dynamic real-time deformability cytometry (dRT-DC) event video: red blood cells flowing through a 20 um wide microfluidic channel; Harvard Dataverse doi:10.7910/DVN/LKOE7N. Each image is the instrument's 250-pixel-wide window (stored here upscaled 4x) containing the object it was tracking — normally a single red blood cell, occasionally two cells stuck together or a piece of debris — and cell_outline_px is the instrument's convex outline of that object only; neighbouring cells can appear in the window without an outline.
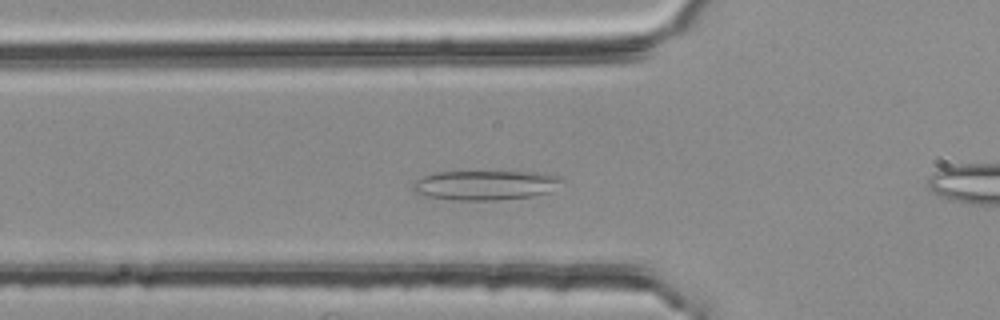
{"species": "common noctule bat (a hibernating species)", "species_latin": "Nyctalus noctula", "temperature_condition": "room temperature", "stored_images_in_passage": 40, "camera_frame_rate_fps": 3000, "um_per_image_px": 0.085, "animal": {"sex": "female", "body_mass_g": 25.1}, "frame": {"image": 1, "passage_image": 7, "time_ms": 2.0, "image_size_px": [1000, 320], "cell_outline_px": [[564, 180], [548, 192], [536, 196], [496, 200], [456, 200], [428, 196], [412, 192], [412, 184], [416, 180], [424, 176], [436, 172], [536, 172], [560, 176]], "centroid_in_image_um": [41.24, 15.74], "position_along_channel_um": 84.6, "area_um2": 25.61}}
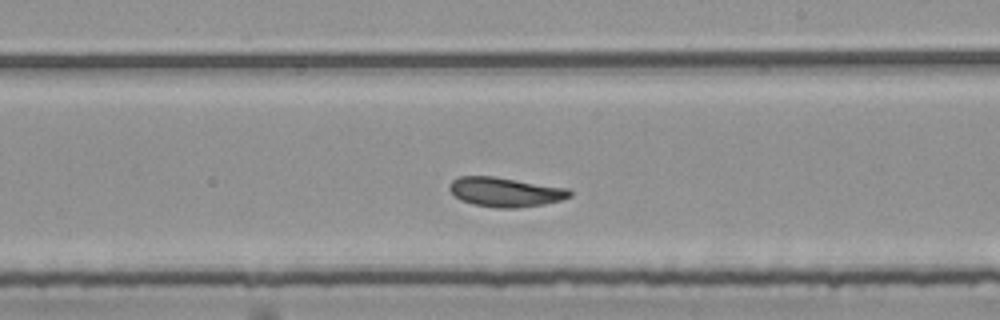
{"frame": {"image": 2, "passage_image": 20, "time_ms": 6.333, "image_size_px": [1000, 320], "cell_outline_px": [[572, 196], [560, 200], [544, 204], [516, 208], [496, 208], [472, 204], [460, 200], [448, 188], [452, 180], [460, 176], [496, 176], [568, 188], [572, 192]], "centroid_in_image_um": [42.96, 16.32], "position_along_channel_um": 246.0, "area_um2": 20.75}}
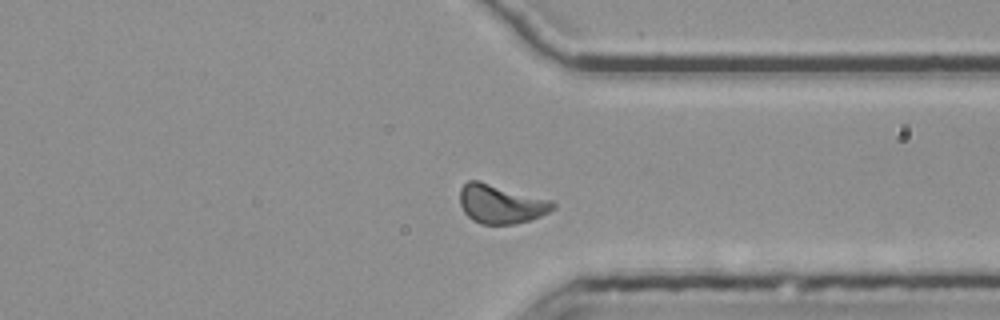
{"frame": {"image": 3, "passage_image": 30, "time_ms": 9.667, "image_size_px": [1000, 320], "cell_outline_px": [[556, 208], [532, 220], [516, 224], [480, 224], [472, 220], [464, 212], [460, 204], [460, 188], [468, 180], [480, 180], [552, 200], [556, 204]], "centroid_in_image_um": [42.59, 17.33], "position_along_channel_um": 368.8, "area_um2": 21.44}, "authors_computed_cell_mechanics": {"area_um2": 20.4034, "velocity_mm_per_s": 3.7205, "shape_relaxation_time_tau1_ms": null, "shape_relaxation_time_tau2_ms": 3.2965, "deformation_change_tau1": null, "deformation_change_tau2": 0.0759}}